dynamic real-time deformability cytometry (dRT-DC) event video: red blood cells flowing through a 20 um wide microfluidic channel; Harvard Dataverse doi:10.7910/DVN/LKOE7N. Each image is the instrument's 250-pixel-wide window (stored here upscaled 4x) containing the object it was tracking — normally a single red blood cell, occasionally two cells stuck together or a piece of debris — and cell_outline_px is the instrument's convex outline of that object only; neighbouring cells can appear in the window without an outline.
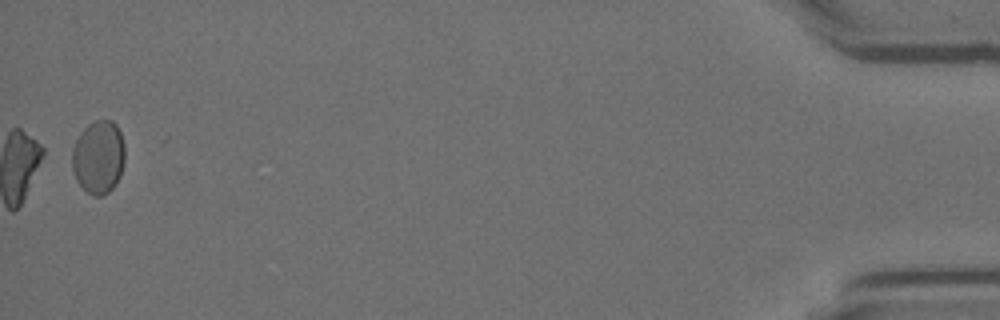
{"species": "Egyptian fruit bat (a non-hibernating species)", "species_latin": "Rousettus aegyptiacus", "temperature_condition": "room temperature", "stored_images_in_passage": 44, "camera_frame_rate_fps": 3000, "um_per_image_px": 0.085, "animal": {"sex": "female"}, "frame": {"image": 1, "passage_image": 44, "time_ms": 14.333, "image_size_px": [1000, 320], "cell_outline_px": [[124, 160], [120, 176], [116, 184], [104, 196], [92, 196], [76, 180], [72, 168], [72, 148], [80, 132], [88, 124], [96, 120], [112, 120], [116, 124], [120, 132], [124, 144]], "centroid_in_image_um": [8.37, 13.35], "position_along_channel_um": 426.8, "area_um2": 22.66}}